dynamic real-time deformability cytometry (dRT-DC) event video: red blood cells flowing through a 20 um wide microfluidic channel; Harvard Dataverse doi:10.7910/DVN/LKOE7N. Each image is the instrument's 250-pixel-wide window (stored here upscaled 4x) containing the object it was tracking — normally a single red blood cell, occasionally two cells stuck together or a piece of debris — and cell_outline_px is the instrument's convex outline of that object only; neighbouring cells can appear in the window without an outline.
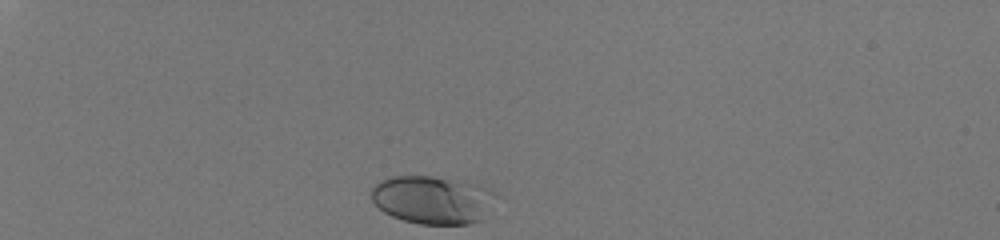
{"species": "human", "species_latin": "Homo sapiens", "temperature_condition": "room temperature", "stored_images_in_passage": 32, "camera_frame_rate_fps": 3000, "um_per_image_px": 0.085, "donor": {"sex": "male"}, "frame": {"image": 1, "passage_image": 1, "time_ms": 0.0, "image_size_px": [1000, 240], "cell_outline_px": [[500, 196], [480, 220], [468, 224], [420, 224], [404, 220], [392, 216], [384, 212], [372, 200], [372, 188], [380, 180], [396, 176], [432, 176], [476, 184], [488, 188]], "centroid_in_image_um": [36.8, 16.98], "position_along_channel_um": 48.2, "area_um2": 34.8}}
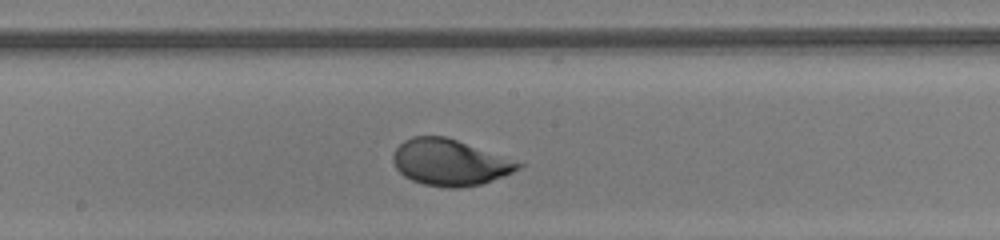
{"frame": {"image": 2, "passage_image": 18, "time_ms": 5.667, "image_size_px": [1000, 240], "cell_outline_px": [[524, 164], [520, 168], [504, 176], [480, 184], [460, 188], [444, 188], [424, 184], [412, 180], [404, 176], [396, 168], [392, 160], [392, 156], [396, 148], [404, 140], [412, 136], [444, 136], [456, 140]], "centroid_in_image_um": [38.18, 13.82], "position_along_channel_um": 210.0, "area_um2": 33.35}}
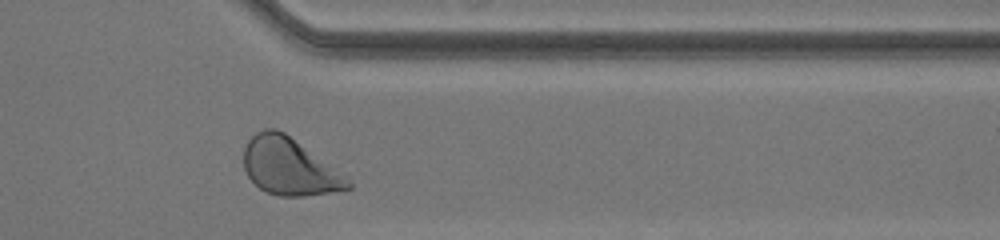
{"frame": {"image": 3, "passage_image": 31, "time_ms": 10.0, "image_size_px": [1000, 240], "cell_outline_px": [[352, 188], [304, 196], [280, 196], [268, 192], [260, 188], [248, 176], [244, 168], [244, 148], [248, 140], [256, 132], [264, 128], [276, 128], [284, 132], [344, 176], [352, 184]], "centroid_in_image_um": [24.53, 14.15], "position_along_channel_um": 386.9, "area_um2": 33.81}, "authors_computed_cell_mechanics": {"area_um2": 33.2639, "velocity_mm_per_s": 4.0717, "shape_relaxation_time_tau1_ms": 1.7202, "shape_relaxation_time_tau2_ms": null, "deformation_change_tau1": 0.1509, "deformation_change_tau2": null}}